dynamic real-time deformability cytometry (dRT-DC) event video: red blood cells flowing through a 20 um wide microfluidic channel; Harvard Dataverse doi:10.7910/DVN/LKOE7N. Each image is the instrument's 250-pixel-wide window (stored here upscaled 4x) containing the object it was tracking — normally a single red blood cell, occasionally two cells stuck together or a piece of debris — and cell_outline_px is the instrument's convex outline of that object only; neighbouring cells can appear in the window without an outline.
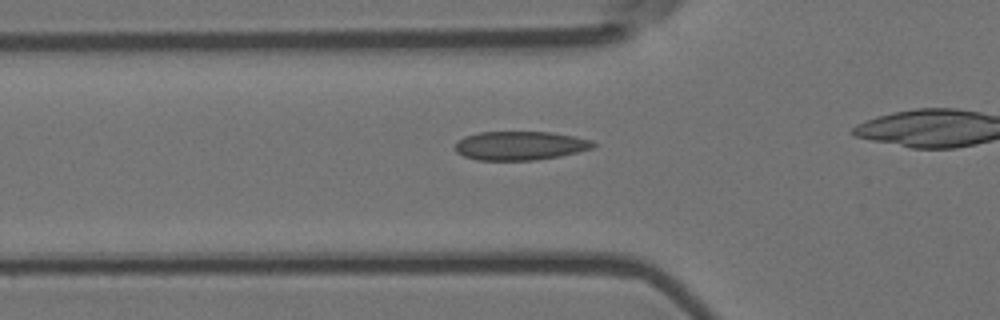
{"species": "Egyptian fruit bat (a non-hibernating species)", "species_latin": "Rousettus aegyptiacus", "temperature_condition": "room temperature", "stored_images_in_passage": 5, "segment_of_instrument_passage": [2, 2], "camera_frame_rate_fps": 3000, "um_per_image_px": 0.085, "animal": {"sex": "female"}, "frame": {"image": 1, "passage_image": 5, "time_ms": 1.333, "image_size_px": [1000, 320], "cell_outline_px": [[596, 148], [560, 156], [536, 160], [476, 160], [464, 156], [456, 152], [456, 144], [464, 136], [480, 132], [552, 132], [576, 136], [592, 140], [596, 144]], "centroid_in_image_um": [44.27, 12.38], "position_along_channel_um": 81.5, "area_um2": 23.35}}